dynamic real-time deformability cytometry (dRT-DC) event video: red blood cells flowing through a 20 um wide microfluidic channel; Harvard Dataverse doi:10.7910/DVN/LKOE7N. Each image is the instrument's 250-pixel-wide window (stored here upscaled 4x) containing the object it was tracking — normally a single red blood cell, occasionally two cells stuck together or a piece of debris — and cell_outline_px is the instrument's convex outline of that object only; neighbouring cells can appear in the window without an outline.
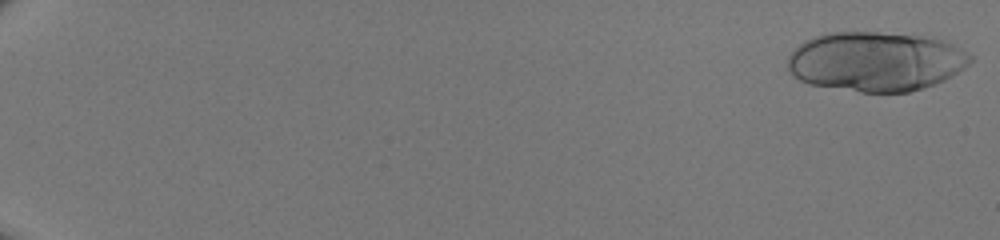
{"species": "human", "species_latin": "Homo sapiens", "temperature_condition": "room temperature", "stored_images_in_passage": 23, "camera_frame_rate_fps": 3000, "um_per_image_px": 0.085, "donor": {"sex": "male"}, "frame": {"image": 1, "passage_image": 1, "time_ms": 0.0, "image_size_px": [1000, 240], "cell_outline_px": [[972, 60], [964, 68], [944, 80], [924, 88], [908, 92], [860, 92], [808, 84], [800, 80], [788, 68], [788, 56], [804, 40], [816, 36], [832, 32], [876, 32], [920, 36], [944, 40], [968, 52], [972, 56]], "centroid_in_image_um": [74.45, 5.23], "position_along_channel_um": 10.5, "area_um2": 63.18}}
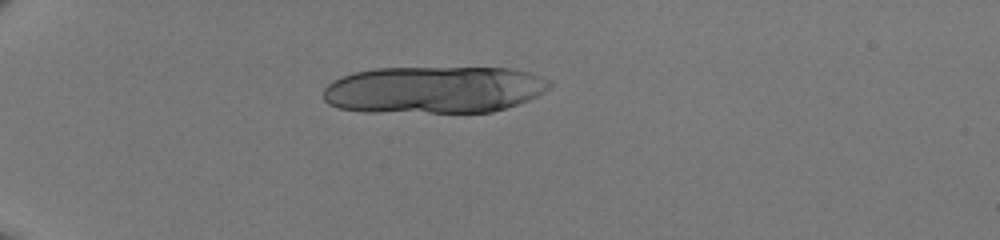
{"frame": {"image": 2, "passage_image": 16, "time_ms": 5.0, "image_size_px": [1000, 240], "cell_outline_px": [[552, 84], [544, 92], [528, 100], [492, 112], [360, 112], [336, 108], [328, 104], [324, 100], [324, 88], [332, 80], [352, 72], [376, 68], [508, 68], [528, 72], [548, 80]], "centroid_in_image_um": [36.82, 7.63], "position_along_channel_um": 48.2, "area_um2": 62.42}}